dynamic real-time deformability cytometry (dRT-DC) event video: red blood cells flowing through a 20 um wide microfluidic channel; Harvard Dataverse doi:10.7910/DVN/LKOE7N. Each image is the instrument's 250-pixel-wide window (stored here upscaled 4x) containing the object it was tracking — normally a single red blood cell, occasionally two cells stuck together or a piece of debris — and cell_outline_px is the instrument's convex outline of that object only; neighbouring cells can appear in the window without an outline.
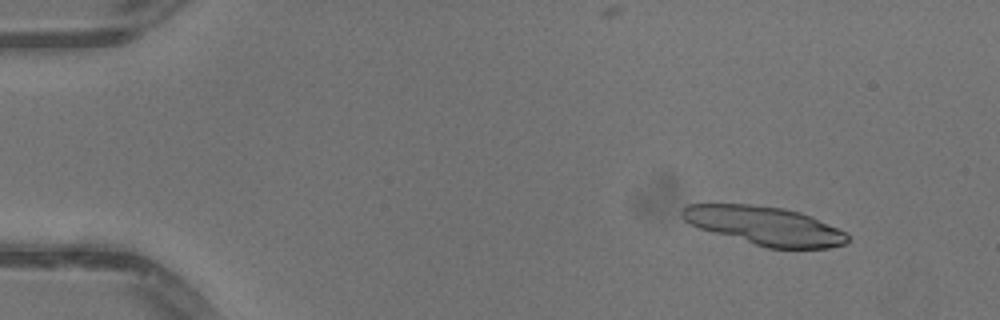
{"species": "common noctule bat (a hibernating species)", "species_latin": "Nyctalus noctula", "temperature_condition": "warm", "stored_images_in_passage": 53, "segment_of_instrument_passage": [1, 2], "camera_frame_rate_fps": 3000, "um_per_image_px": 0.085, "animal": {"sex": "male", "body_mass_g": 13.3}, "frame": {"image": 1, "passage_image": 6, "time_ms": 1.667, "image_size_px": [1000, 320], "cell_outline_px": [[848, 240], [844, 244], [828, 248], [768, 248], [700, 228], [684, 220], [680, 216], [680, 212], [688, 204], [752, 204], [784, 208], [800, 212], [812, 216], [844, 232], [848, 236]], "centroid_in_image_um": [65.0, 19.17], "position_along_channel_um": 20.0, "area_um2": 36.7}}